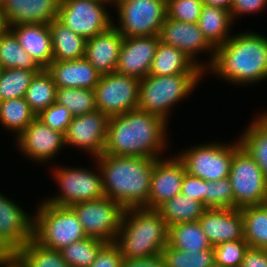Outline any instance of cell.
<instances>
[{"label":"cell","instance_id":"39","mask_svg":"<svg viewBox=\"0 0 267 267\" xmlns=\"http://www.w3.org/2000/svg\"><path fill=\"white\" fill-rule=\"evenodd\" d=\"M39 71L2 69L0 73V101L25 97L34 75Z\"/></svg>","mask_w":267,"mask_h":267},{"label":"cell","instance_id":"36","mask_svg":"<svg viewBox=\"0 0 267 267\" xmlns=\"http://www.w3.org/2000/svg\"><path fill=\"white\" fill-rule=\"evenodd\" d=\"M56 103L65 106L73 117L97 110L94 90L57 88Z\"/></svg>","mask_w":267,"mask_h":267},{"label":"cell","instance_id":"53","mask_svg":"<svg viewBox=\"0 0 267 267\" xmlns=\"http://www.w3.org/2000/svg\"><path fill=\"white\" fill-rule=\"evenodd\" d=\"M262 205L267 209V200Z\"/></svg>","mask_w":267,"mask_h":267},{"label":"cell","instance_id":"41","mask_svg":"<svg viewBox=\"0 0 267 267\" xmlns=\"http://www.w3.org/2000/svg\"><path fill=\"white\" fill-rule=\"evenodd\" d=\"M206 208H234V194L228 177L206 181Z\"/></svg>","mask_w":267,"mask_h":267},{"label":"cell","instance_id":"47","mask_svg":"<svg viewBox=\"0 0 267 267\" xmlns=\"http://www.w3.org/2000/svg\"><path fill=\"white\" fill-rule=\"evenodd\" d=\"M240 267H267V249L249 247Z\"/></svg>","mask_w":267,"mask_h":267},{"label":"cell","instance_id":"45","mask_svg":"<svg viewBox=\"0 0 267 267\" xmlns=\"http://www.w3.org/2000/svg\"><path fill=\"white\" fill-rule=\"evenodd\" d=\"M180 193L206 207V180L185 173Z\"/></svg>","mask_w":267,"mask_h":267},{"label":"cell","instance_id":"31","mask_svg":"<svg viewBox=\"0 0 267 267\" xmlns=\"http://www.w3.org/2000/svg\"><path fill=\"white\" fill-rule=\"evenodd\" d=\"M56 89L53 78L46 69H41L34 75L24 98L36 116L56 102Z\"/></svg>","mask_w":267,"mask_h":267},{"label":"cell","instance_id":"5","mask_svg":"<svg viewBox=\"0 0 267 267\" xmlns=\"http://www.w3.org/2000/svg\"><path fill=\"white\" fill-rule=\"evenodd\" d=\"M33 219V239L46 248L60 251L73 242L87 238L71 207L43 201Z\"/></svg>","mask_w":267,"mask_h":267},{"label":"cell","instance_id":"48","mask_svg":"<svg viewBox=\"0 0 267 267\" xmlns=\"http://www.w3.org/2000/svg\"><path fill=\"white\" fill-rule=\"evenodd\" d=\"M122 267H166L161 254L150 258L123 259Z\"/></svg>","mask_w":267,"mask_h":267},{"label":"cell","instance_id":"18","mask_svg":"<svg viewBox=\"0 0 267 267\" xmlns=\"http://www.w3.org/2000/svg\"><path fill=\"white\" fill-rule=\"evenodd\" d=\"M17 143L24 155L43 162L51 159L65 145V136L36 117L17 136Z\"/></svg>","mask_w":267,"mask_h":267},{"label":"cell","instance_id":"11","mask_svg":"<svg viewBox=\"0 0 267 267\" xmlns=\"http://www.w3.org/2000/svg\"><path fill=\"white\" fill-rule=\"evenodd\" d=\"M87 237L114 242L120 229L125 208L109 197L71 206Z\"/></svg>","mask_w":267,"mask_h":267},{"label":"cell","instance_id":"19","mask_svg":"<svg viewBox=\"0 0 267 267\" xmlns=\"http://www.w3.org/2000/svg\"><path fill=\"white\" fill-rule=\"evenodd\" d=\"M185 173L184 165L177 156L169 160L157 159L150 180L148 209H157L179 194Z\"/></svg>","mask_w":267,"mask_h":267},{"label":"cell","instance_id":"15","mask_svg":"<svg viewBox=\"0 0 267 267\" xmlns=\"http://www.w3.org/2000/svg\"><path fill=\"white\" fill-rule=\"evenodd\" d=\"M160 41L159 35L123 37L115 72L139 80L148 76Z\"/></svg>","mask_w":267,"mask_h":267},{"label":"cell","instance_id":"23","mask_svg":"<svg viewBox=\"0 0 267 267\" xmlns=\"http://www.w3.org/2000/svg\"><path fill=\"white\" fill-rule=\"evenodd\" d=\"M46 70L57 88H82L94 90L101 75L85 58L71 61L53 60Z\"/></svg>","mask_w":267,"mask_h":267},{"label":"cell","instance_id":"16","mask_svg":"<svg viewBox=\"0 0 267 267\" xmlns=\"http://www.w3.org/2000/svg\"><path fill=\"white\" fill-rule=\"evenodd\" d=\"M34 219L0 193V252L16 251L33 239Z\"/></svg>","mask_w":267,"mask_h":267},{"label":"cell","instance_id":"49","mask_svg":"<svg viewBox=\"0 0 267 267\" xmlns=\"http://www.w3.org/2000/svg\"><path fill=\"white\" fill-rule=\"evenodd\" d=\"M1 265L3 267H27L15 251L0 252V266Z\"/></svg>","mask_w":267,"mask_h":267},{"label":"cell","instance_id":"3","mask_svg":"<svg viewBox=\"0 0 267 267\" xmlns=\"http://www.w3.org/2000/svg\"><path fill=\"white\" fill-rule=\"evenodd\" d=\"M209 67L233 84L262 81L267 78V38L254 32L231 36L215 49Z\"/></svg>","mask_w":267,"mask_h":267},{"label":"cell","instance_id":"46","mask_svg":"<svg viewBox=\"0 0 267 267\" xmlns=\"http://www.w3.org/2000/svg\"><path fill=\"white\" fill-rule=\"evenodd\" d=\"M267 0H233L230 8L231 18L234 20L237 15L253 13L266 7Z\"/></svg>","mask_w":267,"mask_h":267},{"label":"cell","instance_id":"30","mask_svg":"<svg viewBox=\"0 0 267 267\" xmlns=\"http://www.w3.org/2000/svg\"><path fill=\"white\" fill-rule=\"evenodd\" d=\"M168 244L184 251H202L213 248L199 221L177 223L169 227Z\"/></svg>","mask_w":267,"mask_h":267},{"label":"cell","instance_id":"9","mask_svg":"<svg viewBox=\"0 0 267 267\" xmlns=\"http://www.w3.org/2000/svg\"><path fill=\"white\" fill-rule=\"evenodd\" d=\"M241 147L238 140L234 145L219 143L202 144L183 151L177 156L187 174L206 181L229 177L234 153Z\"/></svg>","mask_w":267,"mask_h":267},{"label":"cell","instance_id":"27","mask_svg":"<svg viewBox=\"0 0 267 267\" xmlns=\"http://www.w3.org/2000/svg\"><path fill=\"white\" fill-rule=\"evenodd\" d=\"M232 21L229 10L203 4L197 24L208 42L216 49L230 38L228 33Z\"/></svg>","mask_w":267,"mask_h":267},{"label":"cell","instance_id":"40","mask_svg":"<svg viewBox=\"0 0 267 267\" xmlns=\"http://www.w3.org/2000/svg\"><path fill=\"white\" fill-rule=\"evenodd\" d=\"M249 245L245 239L228 241L213 246L215 265L219 267H240Z\"/></svg>","mask_w":267,"mask_h":267},{"label":"cell","instance_id":"52","mask_svg":"<svg viewBox=\"0 0 267 267\" xmlns=\"http://www.w3.org/2000/svg\"><path fill=\"white\" fill-rule=\"evenodd\" d=\"M7 0H0V6L2 7L3 4L6 2Z\"/></svg>","mask_w":267,"mask_h":267},{"label":"cell","instance_id":"6","mask_svg":"<svg viewBox=\"0 0 267 267\" xmlns=\"http://www.w3.org/2000/svg\"><path fill=\"white\" fill-rule=\"evenodd\" d=\"M203 74L148 75L140 80L137 109L161 117L166 122L171 106L189 95Z\"/></svg>","mask_w":267,"mask_h":267},{"label":"cell","instance_id":"28","mask_svg":"<svg viewBox=\"0 0 267 267\" xmlns=\"http://www.w3.org/2000/svg\"><path fill=\"white\" fill-rule=\"evenodd\" d=\"M206 207L181 193L165 201L156 210L165 220L168 228L177 223L199 221Z\"/></svg>","mask_w":267,"mask_h":267},{"label":"cell","instance_id":"33","mask_svg":"<svg viewBox=\"0 0 267 267\" xmlns=\"http://www.w3.org/2000/svg\"><path fill=\"white\" fill-rule=\"evenodd\" d=\"M239 209L244 222V239L249 247L267 249V209L263 205Z\"/></svg>","mask_w":267,"mask_h":267},{"label":"cell","instance_id":"38","mask_svg":"<svg viewBox=\"0 0 267 267\" xmlns=\"http://www.w3.org/2000/svg\"><path fill=\"white\" fill-rule=\"evenodd\" d=\"M105 243L104 240L87 237L65 246L60 253L70 267H89Z\"/></svg>","mask_w":267,"mask_h":267},{"label":"cell","instance_id":"20","mask_svg":"<svg viewBox=\"0 0 267 267\" xmlns=\"http://www.w3.org/2000/svg\"><path fill=\"white\" fill-rule=\"evenodd\" d=\"M199 223L212 247L244 239V222L239 208H206Z\"/></svg>","mask_w":267,"mask_h":267},{"label":"cell","instance_id":"26","mask_svg":"<svg viewBox=\"0 0 267 267\" xmlns=\"http://www.w3.org/2000/svg\"><path fill=\"white\" fill-rule=\"evenodd\" d=\"M52 41L53 60L71 61L84 57L86 39L73 32L58 19L49 24Z\"/></svg>","mask_w":267,"mask_h":267},{"label":"cell","instance_id":"4","mask_svg":"<svg viewBox=\"0 0 267 267\" xmlns=\"http://www.w3.org/2000/svg\"><path fill=\"white\" fill-rule=\"evenodd\" d=\"M169 228L156 209L126 208L114 243L123 258H150L168 244Z\"/></svg>","mask_w":267,"mask_h":267},{"label":"cell","instance_id":"13","mask_svg":"<svg viewBox=\"0 0 267 267\" xmlns=\"http://www.w3.org/2000/svg\"><path fill=\"white\" fill-rule=\"evenodd\" d=\"M55 179L61 193L45 200L49 204L71 207L74 204L102 198L104 195L101 172L97 175L91 170L81 168H57Z\"/></svg>","mask_w":267,"mask_h":267},{"label":"cell","instance_id":"10","mask_svg":"<svg viewBox=\"0 0 267 267\" xmlns=\"http://www.w3.org/2000/svg\"><path fill=\"white\" fill-rule=\"evenodd\" d=\"M106 3L113 0H60L57 19L87 40L113 25Z\"/></svg>","mask_w":267,"mask_h":267},{"label":"cell","instance_id":"14","mask_svg":"<svg viewBox=\"0 0 267 267\" xmlns=\"http://www.w3.org/2000/svg\"><path fill=\"white\" fill-rule=\"evenodd\" d=\"M109 117L99 109L73 117L65 136V144L80 147L98 157L103 154Z\"/></svg>","mask_w":267,"mask_h":267},{"label":"cell","instance_id":"24","mask_svg":"<svg viewBox=\"0 0 267 267\" xmlns=\"http://www.w3.org/2000/svg\"><path fill=\"white\" fill-rule=\"evenodd\" d=\"M8 28L35 63L41 69H46L53 61L51 33L48 24H21L8 26Z\"/></svg>","mask_w":267,"mask_h":267},{"label":"cell","instance_id":"37","mask_svg":"<svg viewBox=\"0 0 267 267\" xmlns=\"http://www.w3.org/2000/svg\"><path fill=\"white\" fill-rule=\"evenodd\" d=\"M161 256L166 267H210L215 264L213 248L189 252L172 248L167 244Z\"/></svg>","mask_w":267,"mask_h":267},{"label":"cell","instance_id":"44","mask_svg":"<svg viewBox=\"0 0 267 267\" xmlns=\"http://www.w3.org/2000/svg\"><path fill=\"white\" fill-rule=\"evenodd\" d=\"M123 256L114 242H106L89 267H122Z\"/></svg>","mask_w":267,"mask_h":267},{"label":"cell","instance_id":"2","mask_svg":"<svg viewBox=\"0 0 267 267\" xmlns=\"http://www.w3.org/2000/svg\"><path fill=\"white\" fill-rule=\"evenodd\" d=\"M95 159L104 195L126 208H147L150 180L157 159L102 154Z\"/></svg>","mask_w":267,"mask_h":267},{"label":"cell","instance_id":"8","mask_svg":"<svg viewBox=\"0 0 267 267\" xmlns=\"http://www.w3.org/2000/svg\"><path fill=\"white\" fill-rule=\"evenodd\" d=\"M228 178L234 194V208L262 205L267 200V178L242 147L233 155Z\"/></svg>","mask_w":267,"mask_h":267},{"label":"cell","instance_id":"1","mask_svg":"<svg viewBox=\"0 0 267 267\" xmlns=\"http://www.w3.org/2000/svg\"><path fill=\"white\" fill-rule=\"evenodd\" d=\"M167 123L161 117L139 109L111 116L103 153L159 159L166 145Z\"/></svg>","mask_w":267,"mask_h":267},{"label":"cell","instance_id":"35","mask_svg":"<svg viewBox=\"0 0 267 267\" xmlns=\"http://www.w3.org/2000/svg\"><path fill=\"white\" fill-rule=\"evenodd\" d=\"M27 267H70L60 251L46 248L34 239L15 251Z\"/></svg>","mask_w":267,"mask_h":267},{"label":"cell","instance_id":"42","mask_svg":"<svg viewBox=\"0 0 267 267\" xmlns=\"http://www.w3.org/2000/svg\"><path fill=\"white\" fill-rule=\"evenodd\" d=\"M202 0H167L166 17L186 23H197Z\"/></svg>","mask_w":267,"mask_h":267},{"label":"cell","instance_id":"7","mask_svg":"<svg viewBox=\"0 0 267 267\" xmlns=\"http://www.w3.org/2000/svg\"><path fill=\"white\" fill-rule=\"evenodd\" d=\"M123 37L157 36L166 19L167 0H113Z\"/></svg>","mask_w":267,"mask_h":267},{"label":"cell","instance_id":"50","mask_svg":"<svg viewBox=\"0 0 267 267\" xmlns=\"http://www.w3.org/2000/svg\"><path fill=\"white\" fill-rule=\"evenodd\" d=\"M204 5L230 10L233 0H202Z\"/></svg>","mask_w":267,"mask_h":267},{"label":"cell","instance_id":"51","mask_svg":"<svg viewBox=\"0 0 267 267\" xmlns=\"http://www.w3.org/2000/svg\"><path fill=\"white\" fill-rule=\"evenodd\" d=\"M8 29L9 28H8L7 21L2 11V7L0 6V34L5 33Z\"/></svg>","mask_w":267,"mask_h":267},{"label":"cell","instance_id":"43","mask_svg":"<svg viewBox=\"0 0 267 267\" xmlns=\"http://www.w3.org/2000/svg\"><path fill=\"white\" fill-rule=\"evenodd\" d=\"M46 126L53 130L66 133L73 116L63 105L53 103L37 116Z\"/></svg>","mask_w":267,"mask_h":267},{"label":"cell","instance_id":"32","mask_svg":"<svg viewBox=\"0 0 267 267\" xmlns=\"http://www.w3.org/2000/svg\"><path fill=\"white\" fill-rule=\"evenodd\" d=\"M0 65L2 69L41 70L9 29L0 34Z\"/></svg>","mask_w":267,"mask_h":267},{"label":"cell","instance_id":"25","mask_svg":"<svg viewBox=\"0 0 267 267\" xmlns=\"http://www.w3.org/2000/svg\"><path fill=\"white\" fill-rule=\"evenodd\" d=\"M204 71L183 51L160 41L152 61L149 75L203 74Z\"/></svg>","mask_w":267,"mask_h":267},{"label":"cell","instance_id":"29","mask_svg":"<svg viewBox=\"0 0 267 267\" xmlns=\"http://www.w3.org/2000/svg\"><path fill=\"white\" fill-rule=\"evenodd\" d=\"M244 132L239 138L240 145L267 178V113L253 120Z\"/></svg>","mask_w":267,"mask_h":267},{"label":"cell","instance_id":"34","mask_svg":"<svg viewBox=\"0 0 267 267\" xmlns=\"http://www.w3.org/2000/svg\"><path fill=\"white\" fill-rule=\"evenodd\" d=\"M37 116L24 97L0 101V122L18 136Z\"/></svg>","mask_w":267,"mask_h":267},{"label":"cell","instance_id":"17","mask_svg":"<svg viewBox=\"0 0 267 267\" xmlns=\"http://www.w3.org/2000/svg\"><path fill=\"white\" fill-rule=\"evenodd\" d=\"M159 36L161 42L183 51L203 70L206 67L195 61L196 54L209 50L211 51V61L209 60L208 65L210 66L213 62L215 48L208 42L197 23H186L166 17Z\"/></svg>","mask_w":267,"mask_h":267},{"label":"cell","instance_id":"12","mask_svg":"<svg viewBox=\"0 0 267 267\" xmlns=\"http://www.w3.org/2000/svg\"><path fill=\"white\" fill-rule=\"evenodd\" d=\"M140 80L117 72L101 75L94 88L97 108L108 117L138 107Z\"/></svg>","mask_w":267,"mask_h":267},{"label":"cell","instance_id":"22","mask_svg":"<svg viewBox=\"0 0 267 267\" xmlns=\"http://www.w3.org/2000/svg\"><path fill=\"white\" fill-rule=\"evenodd\" d=\"M60 0H7L2 11L8 26L49 24L57 19Z\"/></svg>","mask_w":267,"mask_h":267},{"label":"cell","instance_id":"21","mask_svg":"<svg viewBox=\"0 0 267 267\" xmlns=\"http://www.w3.org/2000/svg\"><path fill=\"white\" fill-rule=\"evenodd\" d=\"M114 25L86 40L84 57L100 75L115 72L118 65L123 36Z\"/></svg>","mask_w":267,"mask_h":267}]
</instances>
